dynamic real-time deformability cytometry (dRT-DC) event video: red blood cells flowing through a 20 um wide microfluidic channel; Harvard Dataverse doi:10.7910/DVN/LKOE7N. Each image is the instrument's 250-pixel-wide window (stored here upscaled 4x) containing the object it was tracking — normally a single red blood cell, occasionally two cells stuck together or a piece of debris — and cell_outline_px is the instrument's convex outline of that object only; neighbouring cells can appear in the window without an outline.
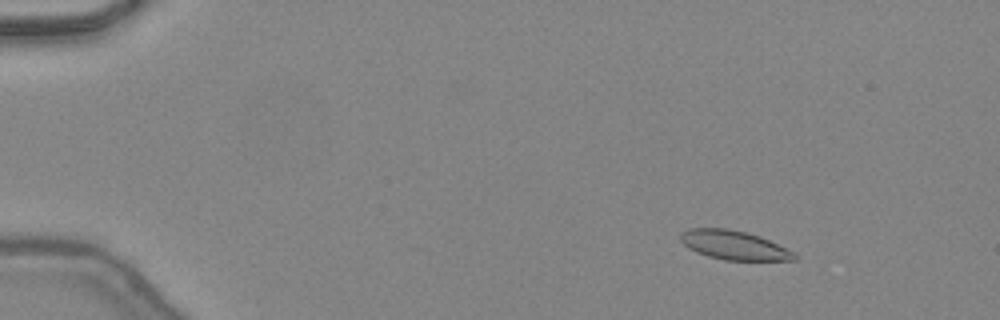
{"species": "common noctule bat (a hibernating species)", "species_latin": "Nyctalus noctula", "temperature_condition": "warm", "stored_images_in_passage": 48, "camera_frame_rate_fps": 3000, "um_per_image_px": 0.085, "animal": {"sex": "female", "body_mass_g": 24.6, "forearm_length_mm": 56.2}, "frame": {"image": 1, "passage_image": 7, "time_ms": 2.0, "image_size_px": [1000, 320], "cell_outline_px": [[796, 260], [724, 260], [708, 256], [696, 252], [688, 248], [680, 240], [680, 232], [688, 228], [728, 228], [760, 236], [792, 252], [796, 256]], "centroid_in_image_um": [62.31, 20.83], "position_along_channel_um": 22.7, "area_um2": 19.07}}
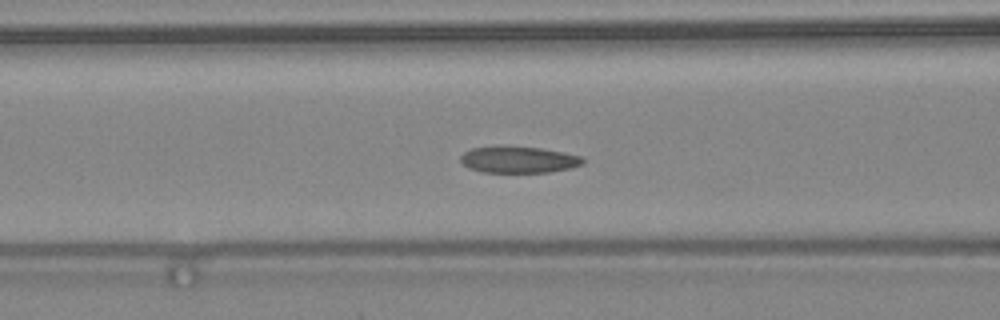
{"frame": {"image": 2, "passage_image": 21, "time_ms": 6.667, "image_size_px": [1000, 320], "cell_outline_px": [[584, 164], [572, 168], [548, 172], [484, 172], [468, 168], [460, 160], [460, 156], [464, 152], [472, 148], [540, 148], [564, 152], [584, 156]], "centroid_in_image_um": [44.15, 13.6], "position_along_channel_um": 122.4, "area_um2": 18.44}}
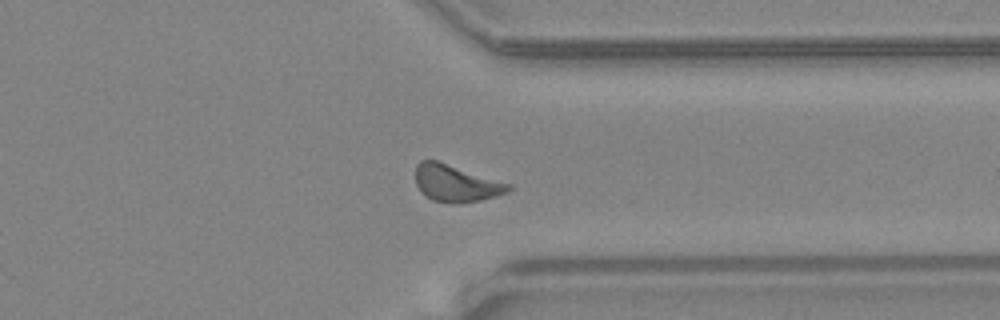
{"frame": {"image": 3, "passage_image": 38, "time_ms": 12.333, "image_size_px": [1000, 320], "cell_outline_px": [[512, 188], [508, 192], [496, 196], [480, 200], [452, 204], [448, 204], [432, 200], [424, 196], [420, 192], [416, 184], [416, 164], [420, 160], [436, 160], [512, 184]], "centroid_in_image_um": [38.74, 15.59], "position_along_channel_um": 372.7, "area_um2": 20.17}, "authors_computed_cell_mechanics": {"area_um2": 19.3052, "velocity_mm_per_s": 4.4397, "shape_relaxation_time_tau1_ms": 8.5718, "shape_relaxation_time_tau2_ms": 4.0227, "deformation_change_tau1": 0.1447, "deformation_change_tau2": 0.106}}